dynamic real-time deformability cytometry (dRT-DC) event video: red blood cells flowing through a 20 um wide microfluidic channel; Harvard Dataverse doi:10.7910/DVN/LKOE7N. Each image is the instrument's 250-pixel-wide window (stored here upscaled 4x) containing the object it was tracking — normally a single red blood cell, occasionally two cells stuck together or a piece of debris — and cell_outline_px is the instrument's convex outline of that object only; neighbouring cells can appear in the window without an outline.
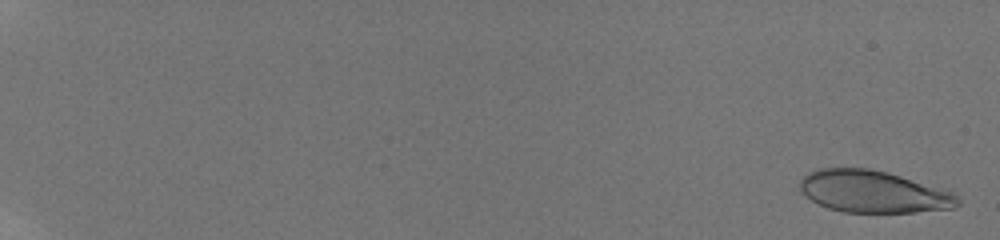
{"species": "human", "species_latin": "Homo sapiens", "temperature_condition": "room temperature", "stored_images_in_passage": 16, "camera_frame_rate_fps": 3000, "um_per_image_px": 0.085, "donor": {"sex": "male"}, "frame": {"image": 1, "passage_image": 1, "time_ms": 0.0, "image_size_px": [1000, 240], "cell_outline_px": [[960, 204], [952, 208], [916, 212], [844, 212], [828, 208], [804, 196], [800, 188], [800, 180], [808, 172], [820, 168], [868, 168], [900, 176], [944, 188], [952, 192], [960, 200]], "centroid_in_image_um": [74.23, 16.29], "position_along_channel_um": 10.8, "area_um2": 38.55}}
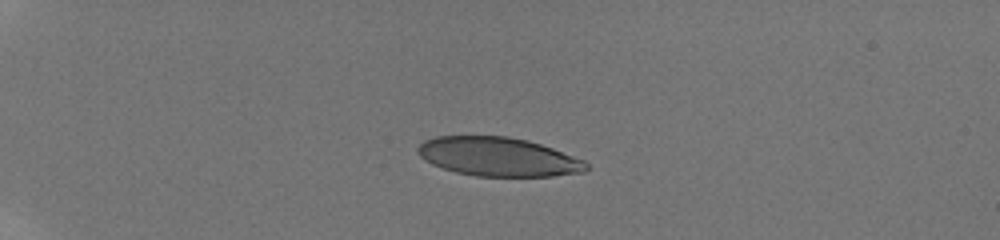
{"frame": {"image": 2, "passage_image": 10, "time_ms": 5.0, "image_size_px": [1000, 240], "cell_outline_px": [[588, 168], [584, 172], [552, 176], [476, 176], [456, 172], [432, 164], [420, 156], [416, 152], [416, 148], [424, 140], [436, 136], [508, 136], [528, 140], [552, 148], [584, 160], [588, 164]], "centroid_in_image_um": [42.34, 13.32], "position_along_channel_um": 42.7, "area_um2": 38.15}}
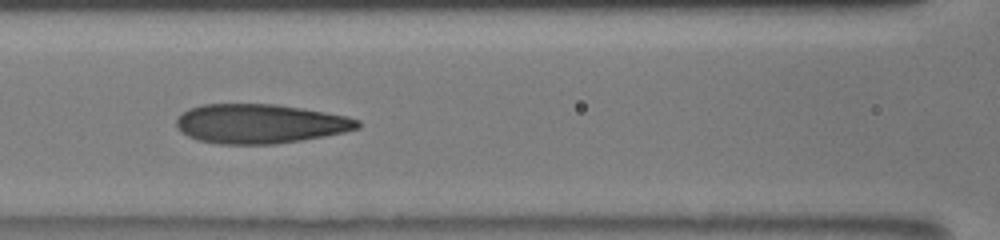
{"frame": {"image": 3, "passage_image": 16, "time_ms": 9.333, "image_size_px": [1000, 240], "cell_outline_px": [[360, 128], [344, 132], [324, 136], [276, 144], [220, 144], [196, 140], [180, 132], [176, 128], [176, 120], [188, 108], [204, 104], [276, 104], [348, 116], [360, 120]], "centroid_in_image_um": [22.08, 10.52], "position_along_channel_um": 144.5, "area_um2": 41.62}}